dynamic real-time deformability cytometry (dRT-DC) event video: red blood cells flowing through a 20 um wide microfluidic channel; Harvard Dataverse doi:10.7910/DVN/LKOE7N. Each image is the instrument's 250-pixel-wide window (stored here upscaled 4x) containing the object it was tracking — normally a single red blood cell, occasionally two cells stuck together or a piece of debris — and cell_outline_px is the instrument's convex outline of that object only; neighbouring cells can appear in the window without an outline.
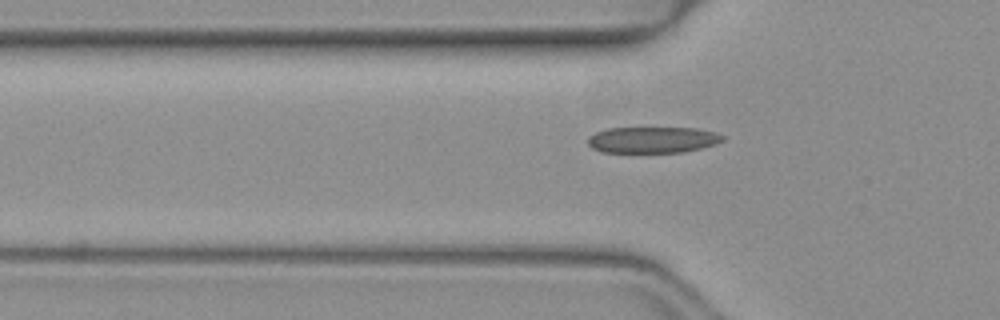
{"species": "common noctule bat (a hibernating species)", "species_latin": "Nyctalus noctula", "temperature_condition": "warm", "stored_images_in_passage": 29, "camera_frame_rate_fps": 3000, "um_per_image_px": 0.085, "animal": {"sex": "female", "body_mass_g": 19.3, "forearm_length_mm": 54.1}, "frame": {"image": 1, "passage_image": 2, "time_ms": 0.333, "image_size_px": [1000, 320], "cell_outline_px": [[724, 140], [700, 148], [684, 152], [600, 152], [592, 148], [588, 144], [588, 136], [596, 132], [608, 128], [696, 128], [716, 132], [724, 136]], "centroid_in_image_um": [55.44, 11.88], "position_along_channel_um": 70.4, "area_um2": 20.52}}
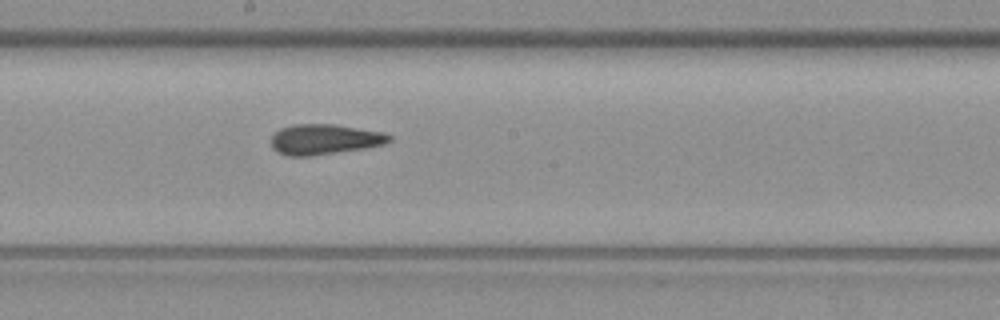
{"frame": {"image": 2, "passage_image": 13, "time_ms": 4.0, "image_size_px": [1000, 320], "cell_outline_px": [[392, 140], [384, 144], [364, 148], [312, 156], [288, 156], [272, 148], [272, 136], [280, 128], [296, 124], [336, 124], [384, 132], [392, 136]], "centroid_in_image_um": [27.61, 11.84], "position_along_channel_um": 220.6, "area_um2": 20.87}}
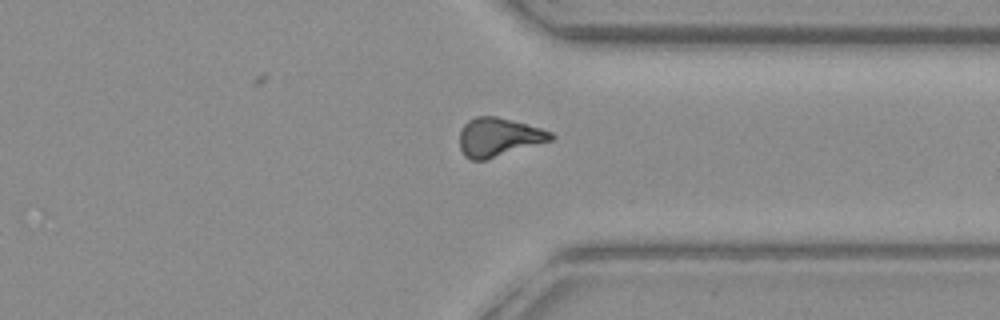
{"frame": {"image": 3, "passage_image": 24, "time_ms": 7.667, "image_size_px": [1000, 320], "cell_outline_px": [[556, 136], [552, 140], [484, 160], [472, 160], [464, 156], [460, 148], [460, 128], [468, 120], [476, 116], [496, 116], [540, 128], [552, 132]], "centroid_in_image_um": [42.36, 11.65], "position_along_channel_um": 369.0, "area_um2": 20.4}}